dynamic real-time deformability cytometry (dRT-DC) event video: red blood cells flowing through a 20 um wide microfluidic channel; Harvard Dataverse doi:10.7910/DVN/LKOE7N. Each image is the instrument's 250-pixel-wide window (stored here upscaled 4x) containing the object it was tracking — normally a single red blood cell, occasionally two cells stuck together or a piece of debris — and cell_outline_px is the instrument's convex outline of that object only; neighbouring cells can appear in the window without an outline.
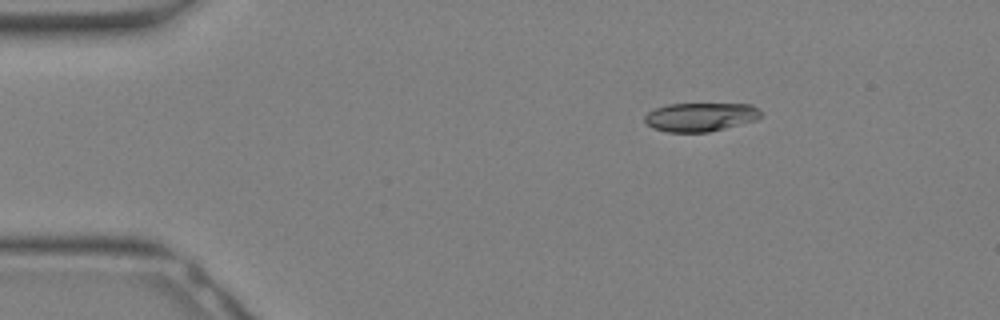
{"species": "Egyptian fruit bat (a non-hibernating species)", "species_latin": "Rousettus aegyptiacus", "temperature_condition": "warm", "stored_images_in_passage": 28, "camera_frame_rate_fps": 3000, "um_per_image_px": 0.085, "animal": {"sex": "female"}, "frame": {"image": 1, "passage_image": 1, "time_ms": 0.0, "image_size_px": [1000, 320], "cell_outline_px": [[760, 116], [756, 120], [708, 132], [668, 132], [652, 128], [644, 120], [644, 116], [648, 112], [656, 108], [668, 104], [752, 104], [760, 112]], "centroid_in_image_um": [59.5, 9.94], "position_along_channel_um": 25.5, "area_um2": 19.25}}
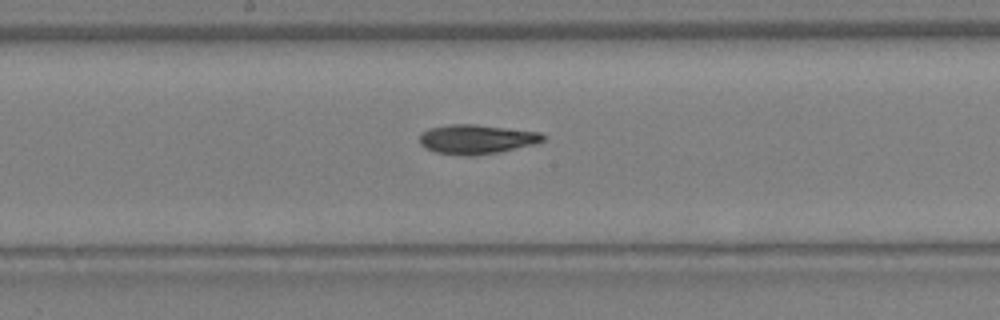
{"frame": {"image": 2, "passage_image": 13, "time_ms": 4.0, "image_size_px": [1000, 320], "cell_outline_px": [[544, 140], [536, 144], [500, 152], [472, 156], [464, 156], [436, 152], [424, 148], [420, 144], [420, 136], [428, 128], [448, 124], [476, 124], [540, 132], [544, 136]], "centroid_in_image_um": [40.5, 11.84], "position_along_channel_um": 207.7, "area_um2": 21.27}}
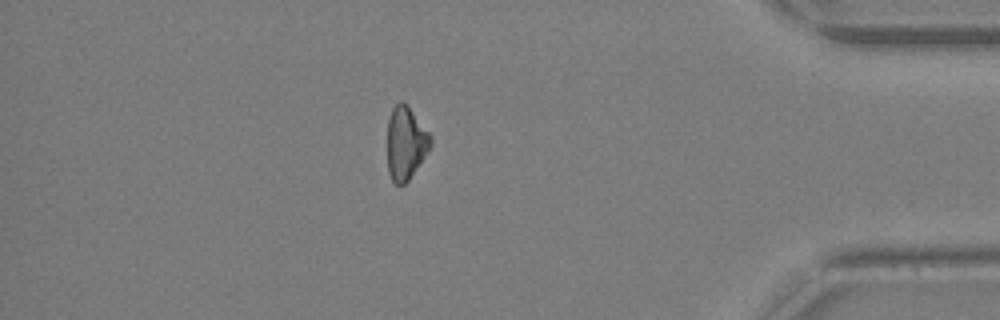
{"frame": {"image": 3, "passage_image": 24, "time_ms": 7.667, "image_size_px": [1000, 320], "cell_outline_px": [[432, 144], [428, 152], [408, 180], [404, 184], [396, 184], [392, 180], [388, 172], [388, 120], [392, 108], [400, 100], [408, 108], [432, 136]], "centroid_in_image_um": [34.48, 12.19], "position_along_channel_um": 400.7, "area_um2": 18.03}}